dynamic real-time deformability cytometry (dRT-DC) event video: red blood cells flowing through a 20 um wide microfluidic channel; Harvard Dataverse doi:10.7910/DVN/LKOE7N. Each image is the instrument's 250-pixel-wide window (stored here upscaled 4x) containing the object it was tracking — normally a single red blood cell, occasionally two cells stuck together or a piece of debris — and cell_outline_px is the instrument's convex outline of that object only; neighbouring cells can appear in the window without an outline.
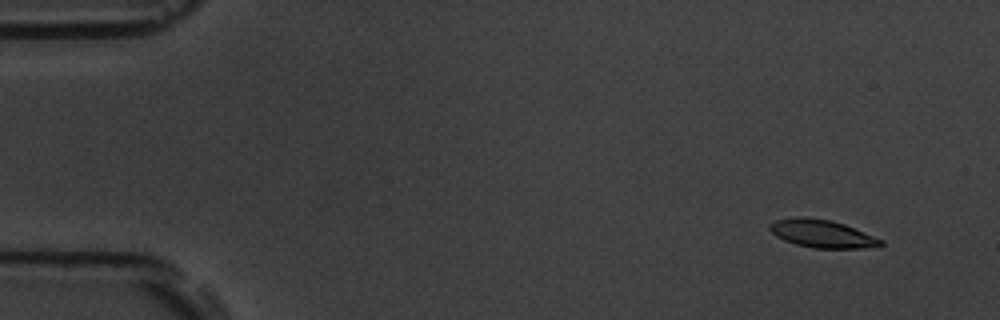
{"species": "common noctule bat (a hibernating species)", "species_latin": "Nyctalus noctula", "temperature_condition": "room temperature", "stored_images_in_passage": 5, "camera_frame_rate_fps": 3000, "um_per_image_px": 0.085, "animal": {"sex": "male", "body_mass_g": 19.5, "forearm_length_mm": 54.6}, "frame": {"image": 1, "passage_image": 2, "time_ms": 1.333, "image_size_px": [1000, 320], "cell_outline_px": [[884, 244], [880, 248], [812, 248], [796, 244], [784, 240], [776, 236], [768, 228], [768, 224], [776, 220], [800, 216], [804, 216], [832, 220], [844, 224], [884, 240]], "centroid_in_image_um": [69.91, 19.87], "position_along_channel_um": 15.1, "area_um2": 18.26}}
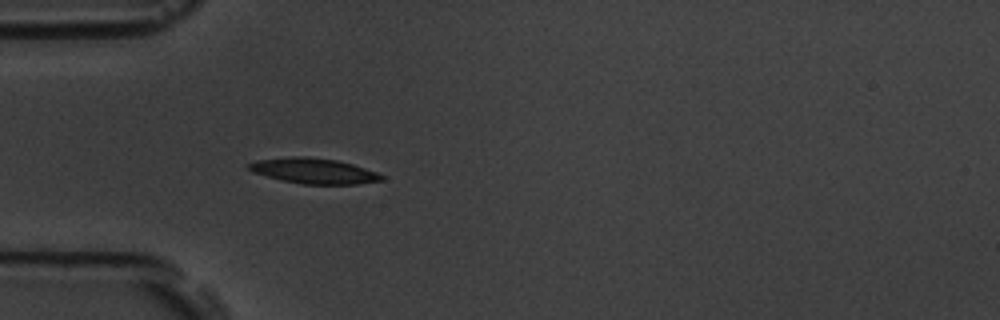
{"frame": {"image": 2, "passage_image": 5, "time_ms": 5.667, "image_size_px": [1000, 320], "cell_outline_px": [[384, 180], [356, 184], [304, 184], [280, 180], [252, 172], [248, 168], [248, 164], [256, 160], [292, 156], [308, 156], [336, 160], [352, 164], [376, 172], [384, 176]], "centroid_in_image_um": [26.65, 14.52], "position_along_channel_um": 58.4, "area_um2": 19.65}}